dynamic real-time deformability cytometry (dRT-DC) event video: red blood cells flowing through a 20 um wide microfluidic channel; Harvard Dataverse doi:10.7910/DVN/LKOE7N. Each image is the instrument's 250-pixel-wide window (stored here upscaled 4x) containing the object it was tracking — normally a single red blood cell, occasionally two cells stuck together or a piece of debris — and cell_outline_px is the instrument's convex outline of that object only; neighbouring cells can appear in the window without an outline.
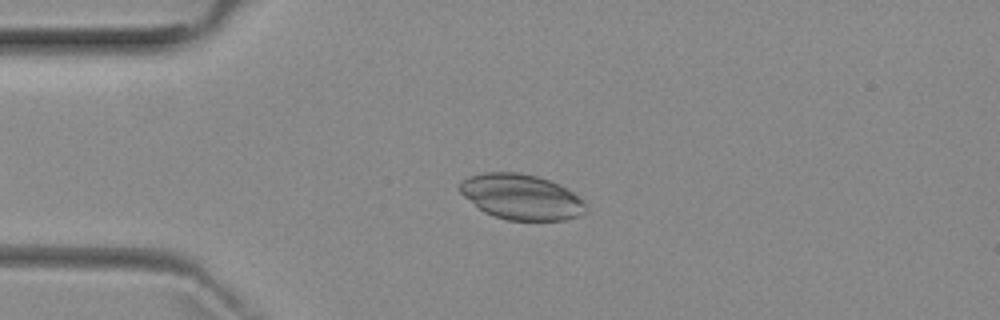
{"species": "common noctule bat (a hibernating species)", "species_latin": "Nyctalus noctula", "temperature_condition": "room temperature", "stored_images_in_passage": 6, "camera_frame_rate_fps": 3000, "um_per_image_px": 0.085, "animal": {"sex": "female", "body_mass_g": 29.2, "forearm_length_mm": 56.3}, "frame": {"image": 1, "passage_image": 4, "time_ms": 3.333, "image_size_px": [1000, 320], "cell_outline_px": [[588, 212], [580, 216], [564, 220], [508, 220], [484, 212], [464, 196], [460, 192], [460, 184], [464, 180], [472, 176], [484, 172], [516, 172], [536, 176], [548, 180], [580, 196], [584, 200], [588, 208]], "centroid_in_image_um": [44.36, 16.75], "position_along_channel_um": 40.6, "area_um2": 33.06}}
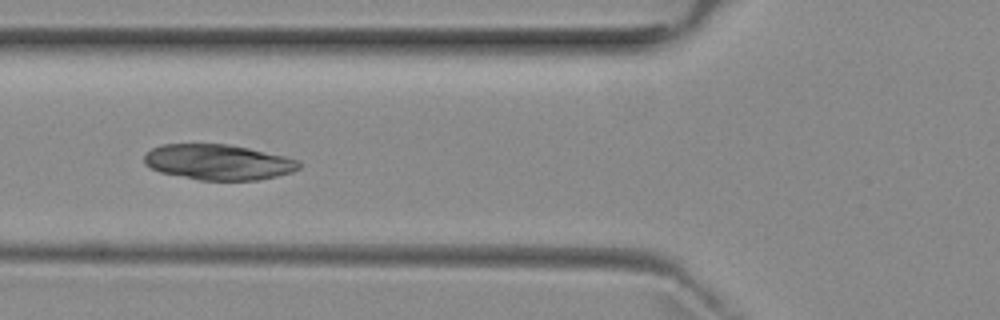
{"frame": {"image": 2, "passage_image": 6, "time_ms": 5.667, "image_size_px": [1000, 320], "cell_outline_px": [[300, 168], [292, 172], [276, 176], [256, 180], [200, 180], [160, 172], [144, 164], [144, 152], [160, 144], [228, 144], [248, 148], [284, 156], [300, 160]], "centroid_in_image_um": [18.53, 13.77], "position_along_channel_um": 107.3, "area_um2": 32.02}}